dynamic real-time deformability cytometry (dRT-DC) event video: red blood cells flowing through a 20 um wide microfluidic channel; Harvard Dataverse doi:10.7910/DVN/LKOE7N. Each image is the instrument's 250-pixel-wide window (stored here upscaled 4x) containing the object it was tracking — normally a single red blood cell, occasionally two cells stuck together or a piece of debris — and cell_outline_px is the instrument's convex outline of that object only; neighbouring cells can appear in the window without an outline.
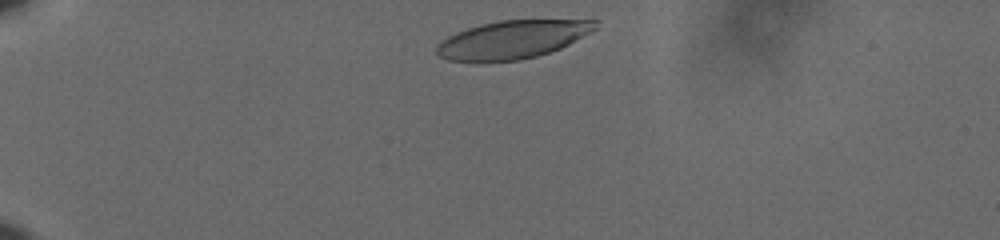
{"species": "human", "species_latin": "Homo sapiens", "temperature_condition": "cold", "stored_images_in_passage": 38, "camera_frame_rate_fps": 3000, "um_per_image_px": 0.085, "donor": {"sex": "male"}, "frame": {"image": 1, "passage_image": 2, "time_ms": 0.333, "image_size_px": [1000, 240], "cell_outline_px": [[600, 20], [596, 28], [592, 32], [560, 48], [536, 56], [520, 60], [480, 64], [448, 60], [440, 56], [436, 52], [436, 48], [440, 40], [456, 32], [480, 24], [500, 20]], "centroid_in_image_um": [43.5, 3.39], "position_along_channel_um": 41.5, "area_um2": 35.78}}
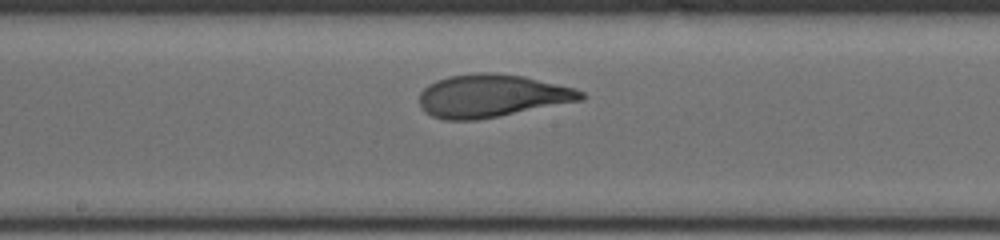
{"frame": {"image": 2, "passage_image": 21, "time_ms": 6.667, "image_size_px": [1000, 240], "cell_outline_px": [[588, 96], [584, 100], [476, 120], [444, 120], [432, 116], [424, 112], [420, 104], [420, 92], [428, 84], [436, 80], [448, 76], [476, 72], [492, 72], [524, 76], [576, 88], [584, 92]], "centroid_in_image_um": [41.82, 8.14], "position_along_channel_um": 206.4, "area_um2": 40.63}}
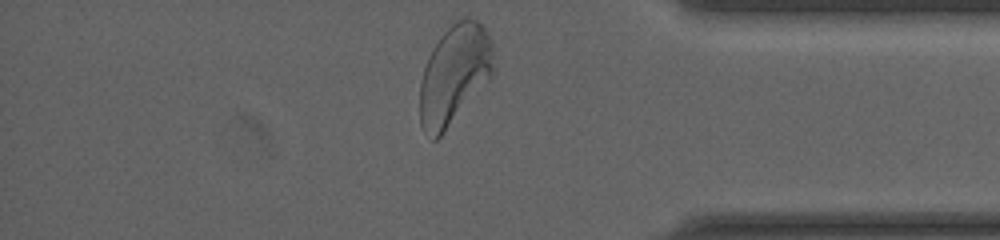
{"frame": {"image": 3, "passage_image": 38, "time_ms": 12.333, "image_size_px": [1000, 240], "cell_outline_px": [[492, 76], [440, 136], [436, 140], [432, 140], [420, 124], [420, 84], [424, 68], [428, 56], [432, 48], [440, 36], [456, 20], [464, 16], [468, 16], [476, 20], [484, 28], [492, 44]], "centroid_in_image_um": [38.59, 6.31], "position_along_channel_um": 396.6, "area_um2": 42.14}, "authors_computed_cell_mechanics": {"area_um2": 39.5063, "velocity_mm_per_s": 3.5921, "shape_relaxation_time_tau1_ms": 4.0684, "shape_relaxation_time_tau2_ms": 0.9218, "deformation_change_tau1": 0.2012, "deformation_change_tau2": 0.063}}